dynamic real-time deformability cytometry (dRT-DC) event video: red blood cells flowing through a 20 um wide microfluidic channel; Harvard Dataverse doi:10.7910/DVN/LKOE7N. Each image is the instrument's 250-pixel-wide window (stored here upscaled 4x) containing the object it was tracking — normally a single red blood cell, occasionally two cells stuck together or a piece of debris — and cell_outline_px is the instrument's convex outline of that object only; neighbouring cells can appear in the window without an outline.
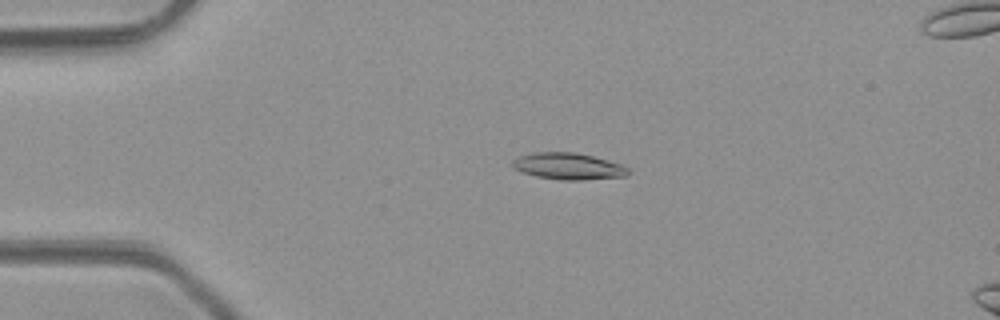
{"species": "common noctule bat (a hibernating species)", "species_latin": "Nyctalus noctula", "temperature_condition": "room temperature", "stored_images_in_passage": 49, "camera_frame_rate_fps": 3000, "um_per_image_px": 0.085, "animal": {"sex": "male", "body_mass_g": 23.1, "forearm_length_mm": 52.7}, "frame": {"image": 1, "passage_image": 12, "time_ms": 3.667, "image_size_px": [1000, 320], "cell_outline_px": [[628, 172], [624, 176], [584, 180], [560, 180], [536, 176], [512, 168], [512, 160], [520, 156], [536, 152], [576, 152], [624, 164], [628, 168]], "centroid_in_image_um": [48.31, 14.13], "position_along_channel_um": 36.7, "area_um2": 17.92}}
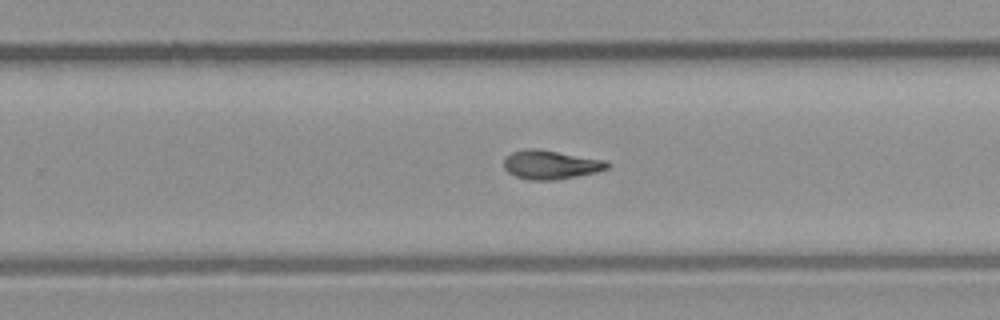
{"frame": {"image": 2, "passage_image": 32, "time_ms": 10.333, "image_size_px": [1000, 320], "cell_outline_px": [[608, 168], [596, 172], [556, 180], [528, 180], [516, 176], [508, 172], [504, 168], [504, 160], [512, 152], [528, 148], [536, 148], [604, 160], [608, 164]], "centroid_in_image_um": [46.77, 14.0], "position_along_channel_um": 283.0, "area_um2": 17.17}}
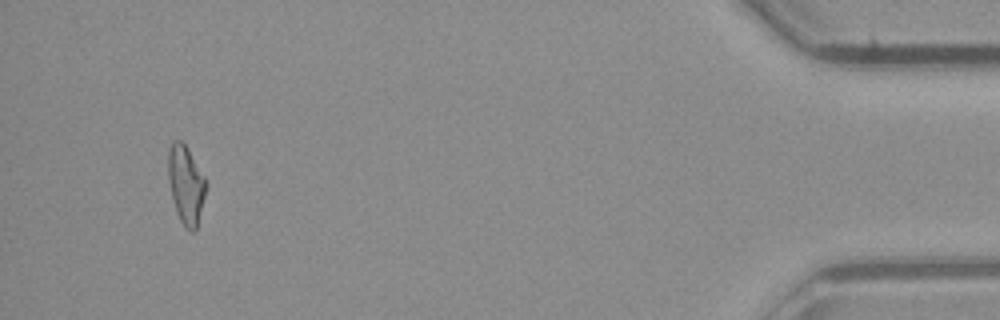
{"frame": {"image": 3, "passage_image": 47, "time_ms": 15.333, "image_size_px": [1000, 320], "cell_outline_px": [[208, 184], [196, 232], [192, 232], [184, 228], [176, 212], [172, 196], [168, 176], [168, 148], [172, 140], [180, 140], [188, 148], [208, 180]], "centroid_in_image_um": [15.83, 15.7], "position_along_channel_um": 419.4, "area_um2": 17.74}, "authors_computed_cell_mechanics": {"area_um2": 17.34, "velocity_mm_per_s": 4.2729, "shape_relaxation_time_tau1_ms": 8.9135, "shape_relaxation_time_tau2_ms": 7.2133, "deformation_change_tau1": 0.2427, "deformation_change_tau2": 0.1641}}